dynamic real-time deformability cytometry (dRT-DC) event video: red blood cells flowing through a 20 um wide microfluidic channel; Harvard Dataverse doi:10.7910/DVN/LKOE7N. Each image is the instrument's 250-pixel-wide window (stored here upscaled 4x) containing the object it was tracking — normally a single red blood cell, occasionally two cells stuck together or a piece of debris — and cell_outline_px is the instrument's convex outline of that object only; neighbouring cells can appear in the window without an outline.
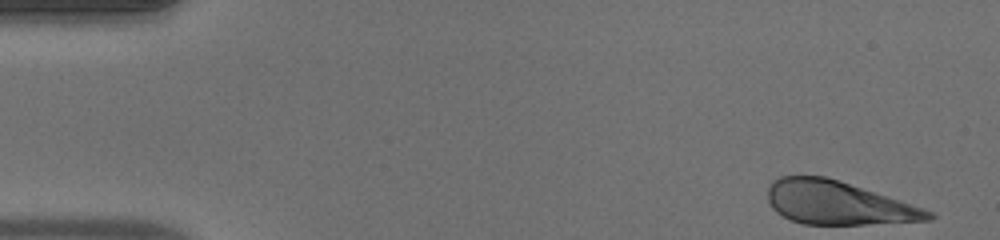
{"species": "human", "species_latin": "Homo sapiens", "temperature_condition": "warm", "stored_images_in_passage": 43, "camera_frame_rate_fps": 3000, "um_per_image_px": 0.085, "donor": {"sex": "male"}, "frame": {"image": 1, "passage_image": 1, "time_ms": 0.0, "image_size_px": [1000, 240], "cell_outline_px": [[936, 216], [932, 220], [864, 224], [804, 224], [792, 220], [776, 212], [772, 208], [768, 200], [768, 188], [772, 180], [780, 176], [824, 176], [900, 200], [932, 212]], "centroid_in_image_um": [71.19, 17.25], "position_along_channel_um": 13.8, "area_um2": 40.06}}
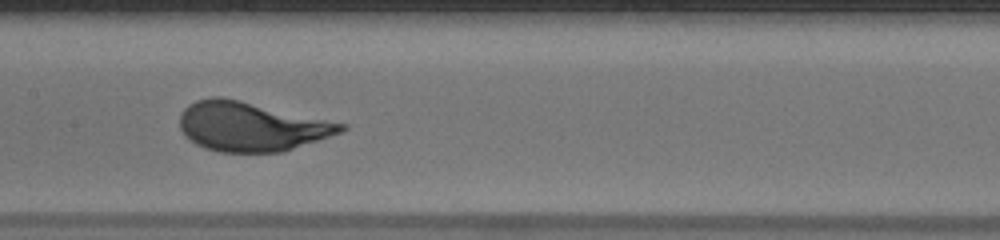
{"frame": {"image": 2, "passage_image": 23, "time_ms": 7.333, "image_size_px": [1000, 240], "cell_outline_px": [[348, 128], [340, 132], [280, 152], [220, 152], [204, 148], [196, 144], [180, 128], [180, 112], [188, 104], [196, 100], [212, 96], [220, 96], [240, 100], [348, 124]], "centroid_in_image_um": [21.32, 10.73], "position_along_channel_um": 186.1, "area_um2": 45.89}}
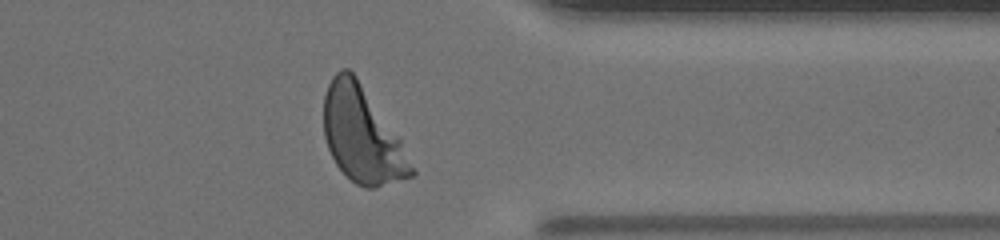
{"frame": {"image": 3, "passage_image": 38, "time_ms": 12.333, "image_size_px": [1000, 240], "cell_outline_px": [[416, 172], [412, 176], [376, 188], [364, 188], [356, 184], [336, 164], [328, 148], [324, 136], [324, 96], [328, 84], [332, 76], [340, 68], [348, 68], [356, 76], [400, 140]], "centroid_in_image_um": [30.75, 11.48], "position_along_channel_um": 380.6, "area_um2": 48.15}, "authors_computed_cell_mechanics": {"area_um2": 45.5464, "velocity_mm_per_s": 4.0548, "shape_relaxation_time_tau1_ms": 2.5331, "shape_relaxation_time_tau2_ms": null, "deformation_change_tau1": 0.1765, "deformation_change_tau2": null}}